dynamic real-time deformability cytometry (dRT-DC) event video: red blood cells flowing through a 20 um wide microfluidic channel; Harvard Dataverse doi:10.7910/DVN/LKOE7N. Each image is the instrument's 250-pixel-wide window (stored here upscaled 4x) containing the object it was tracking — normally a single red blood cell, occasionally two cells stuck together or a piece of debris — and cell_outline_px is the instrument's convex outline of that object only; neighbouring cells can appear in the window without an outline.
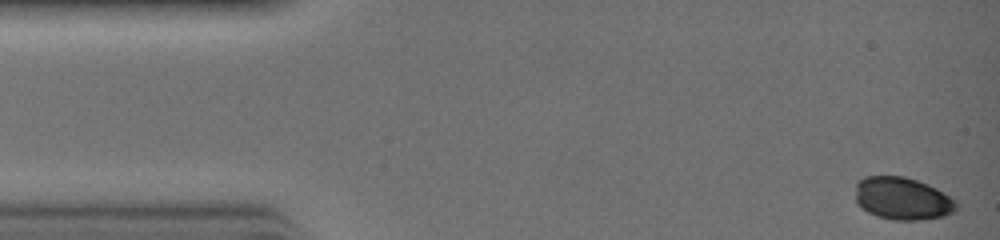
{"species": "common noctule bat (a hibernating species)", "species_latin": "Nyctalus noctula", "temperature_condition": "warm", "stored_images_in_passage": 29, "camera_frame_rate_fps": 3000, "um_per_image_px": 0.085, "animal": {"sex": "female", "body_mass_g": 19.0, "forearm_length_mm": 51.5}, "frame": {"image": 1, "passage_image": 1, "time_ms": 0.0, "image_size_px": [1000, 240], "cell_outline_px": [[956, 208], [952, 212], [944, 216], [920, 220], [892, 220], [876, 216], [868, 212], [856, 204], [856, 184], [864, 176], [904, 176], [928, 184], [936, 188], [948, 196], [956, 204]], "centroid_in_image_um": [76.66, 16.88], "position_along_channel_um": 8.3, "area_um2": 24.91}}
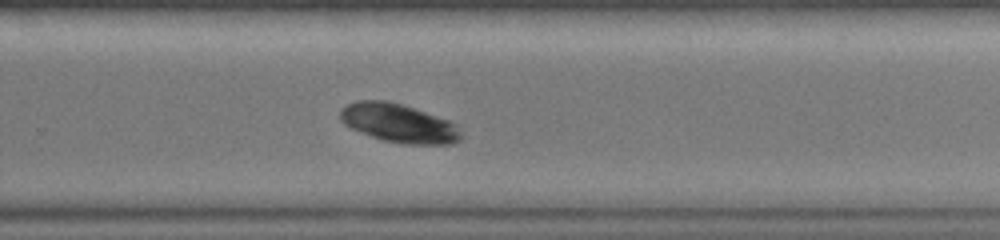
{"frame": {"image": 2, "passage_image": 21, "time_ms": 6.667, "image_size_px": [1000, 240], "cell_outline_px": [[460, 140], [452, 144], [404, 144], [384, 140], [360, 132], [344, 124], [340, 120], [340, 108], [356, 100], [388, 100], [448, 120], [456, 124], [460, 128]], "centroid_in_image_um": [33.87, 10.47], "position_along_channel_um": 295.9, "area_um2": 27.05}}
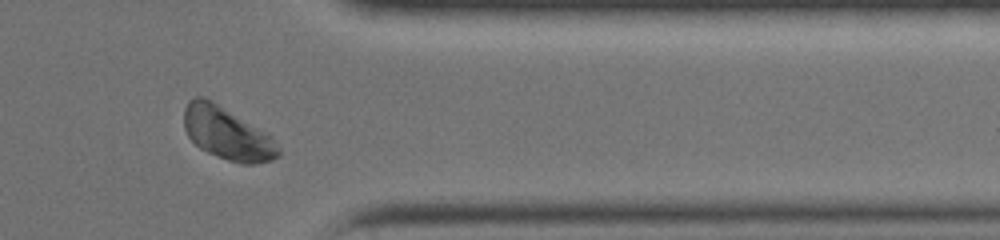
{"frame": {"image": 3, "passage_image": 26, "time_ms": 8.333, "image_size_px": [1000, 240], "cell_outline_px": [[280, 156], [272, 160], [256, 164], [240, 164], [216, 156], [200, 148], [188, 136], [184, 128], [184, 108], [188, 100], [196, 96], [204, 96], [212, 100], [272, 136], [280, 148]], "centroid_in_image_um": [19.31, 11.35], "position_along_channel_um": 392.1, "area_um2": 29.02}}